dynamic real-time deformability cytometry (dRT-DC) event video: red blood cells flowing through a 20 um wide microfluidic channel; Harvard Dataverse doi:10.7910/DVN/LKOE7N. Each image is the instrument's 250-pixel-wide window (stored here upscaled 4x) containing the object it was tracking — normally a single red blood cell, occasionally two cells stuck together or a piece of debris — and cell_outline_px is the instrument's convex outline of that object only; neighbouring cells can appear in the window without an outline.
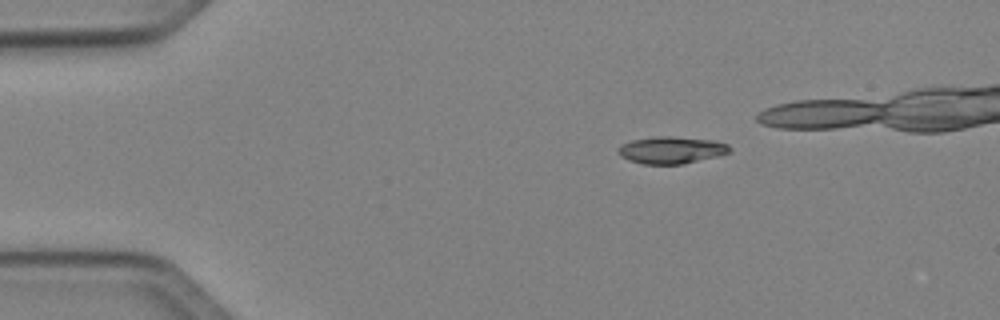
{"species": "Egyptian fruit bat (a non-hibernating species)", "species_latin": "Rousettus aegyptiacus", "temperature_condition": "cold", "stored_images_in_passage": 6, "segment_of_instrument_passage": [1, 2], "camera_frame_rate_fps": 3000, "um_per_image_px": 0.085, "animal": {"sex": "female"}, "frame": {"image": 1, "passage_image": 1, "time_ms": 0.0, "image_size_px": [1000, 320], "cell_outline_px": [[732, 148], [728, 152], [716, 156], [684, 164], [644, 164], [628, 160], [620, 156], [616, 148], [620, 144], [632, 140], [656, 136], [668, 136], [716, 140], [728, 144]], "centroid_in_image_um": [57.03, 12.75], "position_along_channel_um": 28.0, "area_um2": 17.69}}
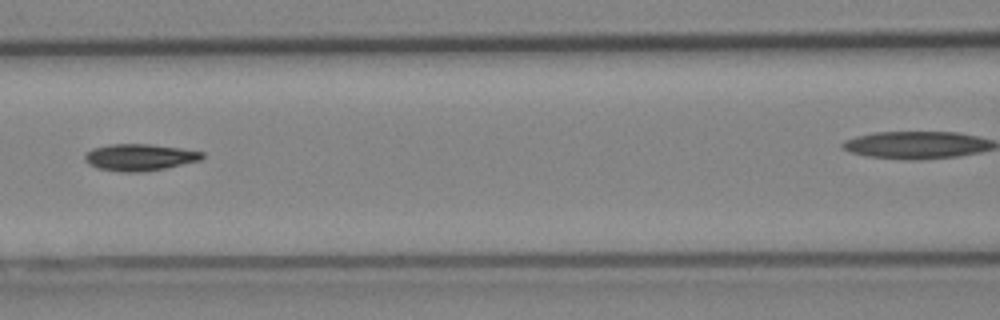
{"frame": {"image": 2, "passage_image": 5, "time_ms": 4.667, "image_size_px": [1000, 320], "cell_outline_px": [[204, 156], [200, 160], [164, 168], [144, 172], [120, 172], [96, 168], [88, 164], [84, 160], [84, 156], [92, 148], [112, 144], [148, 144], [180, 148], [204, 152]], "centroid_in_image_um": [11.83, 13.37], "position_along_channel_um": 154.8, "area_um2": 18.26}}